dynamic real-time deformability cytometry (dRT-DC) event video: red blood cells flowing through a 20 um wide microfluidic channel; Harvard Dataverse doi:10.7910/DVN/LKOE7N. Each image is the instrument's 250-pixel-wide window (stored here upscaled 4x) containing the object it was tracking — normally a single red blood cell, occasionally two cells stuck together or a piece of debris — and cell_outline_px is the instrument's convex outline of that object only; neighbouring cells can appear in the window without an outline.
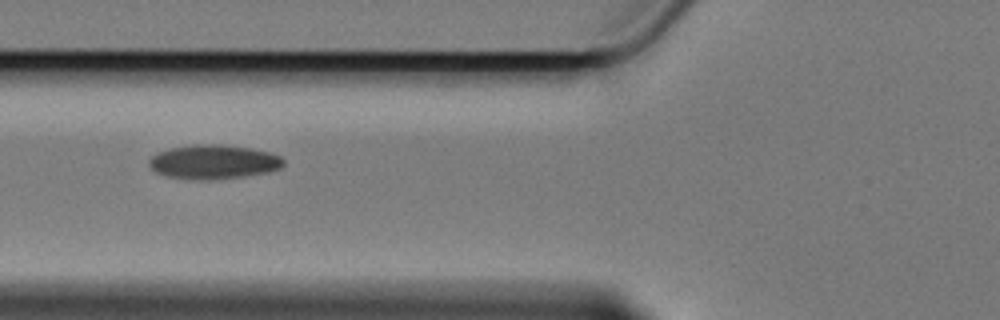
{"species": "Egyptian fruit bat (a non-hibernating species)", "species_latin": "Rousettus aegyptiacus", "temperature_condition": "cold", "stored_images_in_passage": 9, "camera_frame_rate_fps": 3000, "um_per_image_px": 0.085, "animal": {"sex": "female"}, "frame": {"image": 1, "passage_image": 4, "time_ms": 4.333, "image_size_px": [1000, 320], "cell_outline_px": [[284, 164], [280, 168], [268, 172], [244, 176], [216, 180], [196, 180], [168, 176], [156, 172], [148, 164], [148, 160], [156, 152], [172, 148], [196, 144], [220, 144], [252, 148], [272, 152], [280, 156], [284, 160]], "centroid_in_image_um": [18.17, 13.76], "position_along_channel_um": 107.6, "area_um2": 26.99}}
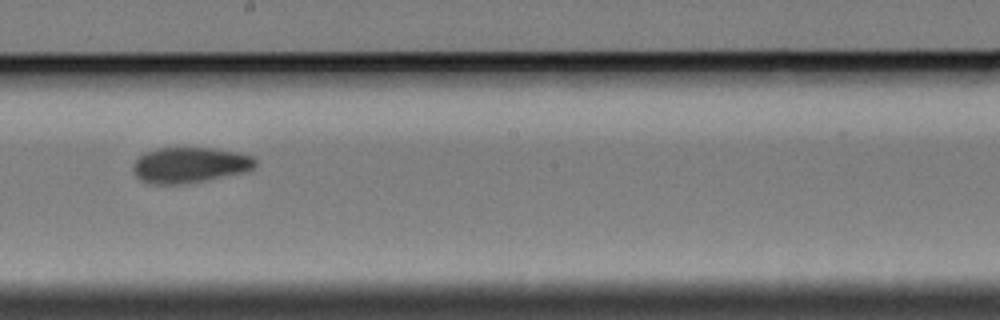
{"frame": {"image": 2, "passage_image": 7, "time_ms": 8.0, "image_size_px": [1000, 320], "cell_outline_px": [[256, 164], [252, 168], [240, 172], [204, 180], [180, 184], [152, 184], [140, 180], [136, 176], [132, 168], [132, 164], [144, 152], [156, 148], [212, 148], [240, 152], [252, 156], [256, 160]], "centroid_in_image_um": [16.08, 14.01], "position_along_channel_um": 232.1, "area_um2": 25.14}}
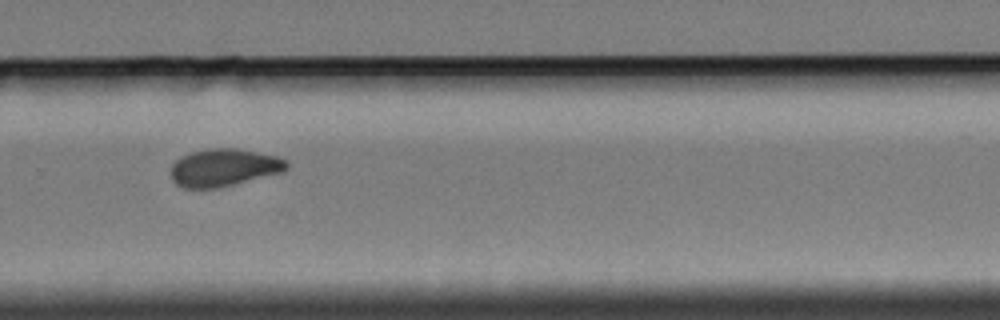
{"frame": {"image": 3, "passage_image": 9, "time_ms": 10.333, "image_size_px": [1000, 320], "cell_outline_px": [[288, 168], [284, 172], [216, 188], [184, 188], [176, 184], [172, 180], [172, 164], [180, 156], [192, 152], [208, 148], [236, 148], [280, 156], [288, 160]], "centroid_in_image_um": [19.07, 14.23], "position_along_channel_um": 310.7, "area_um2": 25.49}}